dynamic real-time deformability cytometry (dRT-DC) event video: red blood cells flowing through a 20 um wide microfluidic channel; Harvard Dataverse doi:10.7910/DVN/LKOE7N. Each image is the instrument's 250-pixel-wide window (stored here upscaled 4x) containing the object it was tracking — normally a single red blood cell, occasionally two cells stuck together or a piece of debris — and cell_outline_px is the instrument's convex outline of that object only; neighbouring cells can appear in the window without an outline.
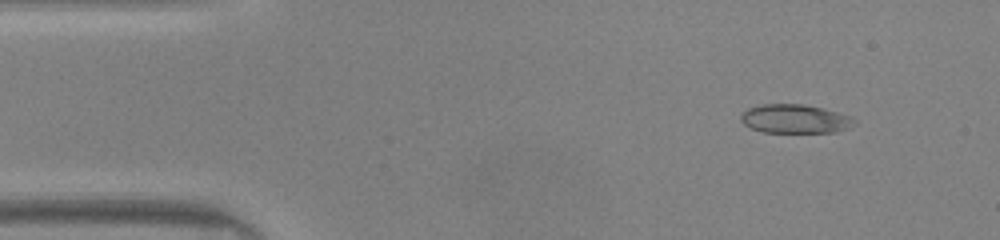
{"species": "common noctule bat (a hibernating species)", "species_latin": "Nyctalus noctula", "temperature_condition": "warm", "stored_images_in_passage": 48, "camera_frame_rate_fps": 3000, "um_per_image_px": 0.085, "animal": {"sex": "male", "body_mass_g": 20.0, "forearm_length_mm": 53.3}, "frame": {"image": 1, "passage_image": 5, "time_ms": 1.333, "image_size_px": [1000, 240], "cell_outline_px": [[856, 124], [852, 128], [836, 132], [764, 132], [752, 128], [744, 124], [740, 120], [740, 116], [748, 108], [764, 104], [804, 104], [824, 108], [852, 116], [856, 120]], "centroid_in_image_um": [67.65, 10.1], "position_along_channel_um": 17.4, "area_um2": 19.25}}
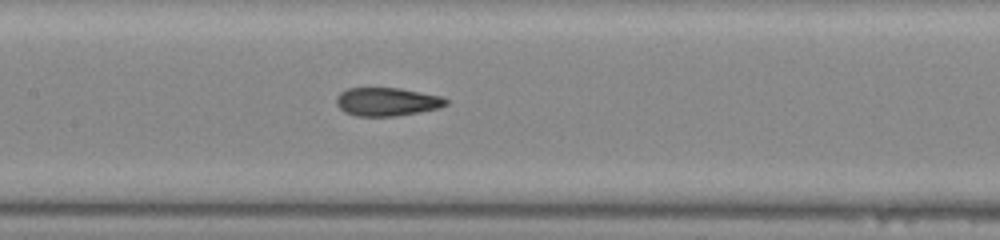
{"frame": {"image": 2, "passage_image": 22, "time_ms": 7.0, "image_size_px": [1000, 240], "cell_outline_px": [[448, 104], [440, 108], [396, 116], [356, 116], [344, 112], [336, 104], [336, 96], [340, 92], [348, 88], [400, 88], [440, 96], [448, 100]], "centroid_in_image_um": [32.87, 8.65], "position_along_channel_um": 174.5, "area_um2": 18.15}}
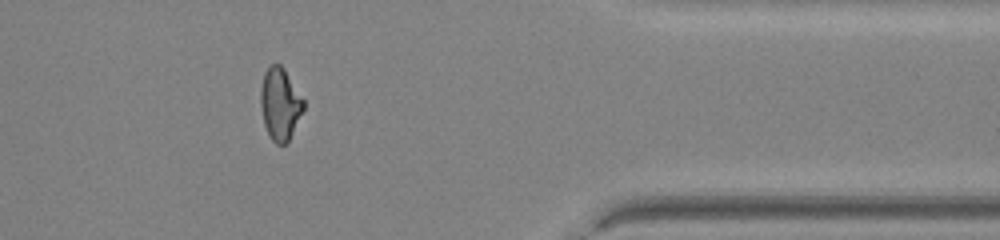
{"frame": {"image": 3, "passage_image": 39, "time_ms": 12.667, "image_size_px": [1000, 240], "cell_outline_px": [[304, 108], [288, 144], [276, 144], [272, 140], [264, 124], [260, 104], [260, 88], [264, 72], [272, 64], [280, 64], [284, 68], [304, 100]], "centroid_in_image_um": [23.8, 8.85], "position_along_channel_um": 387.6, "area_um2": 18.09}, "authors_computed_cell_mechanics": {"area_um2": 18.785, "velocity_mm_per_s": 4.1963, "shape_relaxation_time_tau1_ms": 9.2422, "shape_relaxation_time_tau2_ms": 1.3054, "deformation_change_tau1": 0.2266, "deformation_change_tau2": 0.0695}}